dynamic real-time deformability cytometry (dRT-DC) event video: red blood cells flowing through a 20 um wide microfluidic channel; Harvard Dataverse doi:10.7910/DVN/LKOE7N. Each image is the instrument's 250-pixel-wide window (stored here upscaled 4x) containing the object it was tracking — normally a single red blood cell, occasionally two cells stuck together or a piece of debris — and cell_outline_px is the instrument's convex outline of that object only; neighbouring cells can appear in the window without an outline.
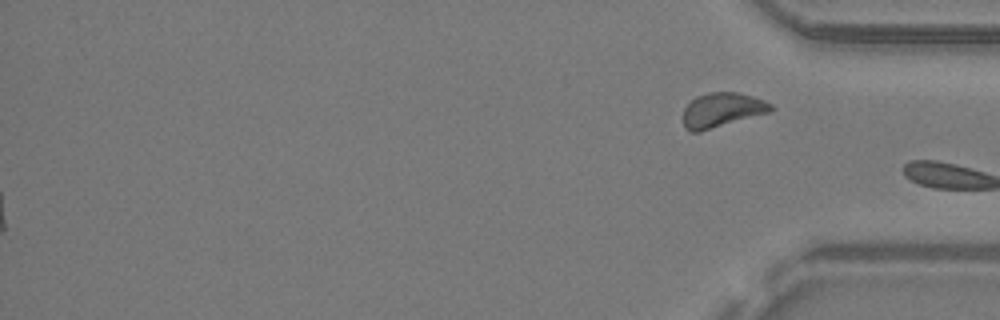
{"species": "common noctule bat (a hibernating species)", "species_latin": "Nyctalus noctula", "temperature_condition": "warm", "stored_images_in_passage": 37, "segment_of_instrument_passage": [2, 2], "camera_frame_rate_fps": 3000, "um_per_image_px": 0.085, "animal": {"sex": "male", "body_mass_g": 19.2, "forearm_length_mm": 51.8}, "frame": {"image": 1, "passage_image": 37, "time_ms": 12.0, "image_size_px": [1000, 320], "cell_outline_px": [[776, 108], [772, 112], [700, 132], [692, 132], [684, 128], [684, 108], [696, 96], [708, 92], [736, 92], [752, 96], [764, 100], [772, 104]], "centroid_in_image_um": [61.41, 9.36], "position_along_channel_um": 373.8, "area_um2": 17.86}}